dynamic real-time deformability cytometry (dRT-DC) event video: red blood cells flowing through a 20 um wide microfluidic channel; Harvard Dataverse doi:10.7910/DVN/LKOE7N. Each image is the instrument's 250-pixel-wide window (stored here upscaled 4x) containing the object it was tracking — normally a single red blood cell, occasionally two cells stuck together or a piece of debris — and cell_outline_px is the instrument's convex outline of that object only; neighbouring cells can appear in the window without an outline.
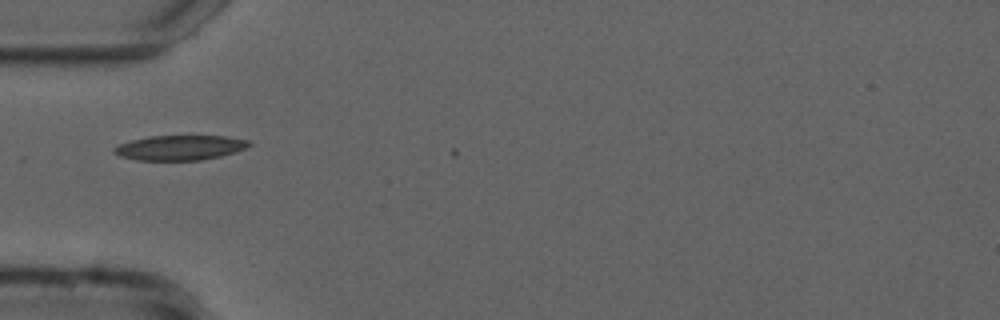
{"species": "common noctule bat (a hibernating species)", "species_latin": "Nyctalus noctula", "temperature_condition": "cold", "stored_images_in_passage": 9, "camera_frame_rate_fps": 3000, "um_per_image_px": 0.085, "animal": {"sex": "male", "forearm_length_mm": 52.5}, "frame": {"image": 1, "passage_image": 1, "time_ms": 0.0, "image_size_px": [1000, 320], "cell_outline_px": [[252, 144], [236, 152], [220, 156], [200, 160], [136, 160], [120, 156], [112, 152], [112, 148], [120, 144], [132, 140], [152, 136], [224, 136], [248, 140]], "centroid_in_image_um": [15.28, 12.55], "position_along_channel_um": 69.7, "area_um2": 19.42}}